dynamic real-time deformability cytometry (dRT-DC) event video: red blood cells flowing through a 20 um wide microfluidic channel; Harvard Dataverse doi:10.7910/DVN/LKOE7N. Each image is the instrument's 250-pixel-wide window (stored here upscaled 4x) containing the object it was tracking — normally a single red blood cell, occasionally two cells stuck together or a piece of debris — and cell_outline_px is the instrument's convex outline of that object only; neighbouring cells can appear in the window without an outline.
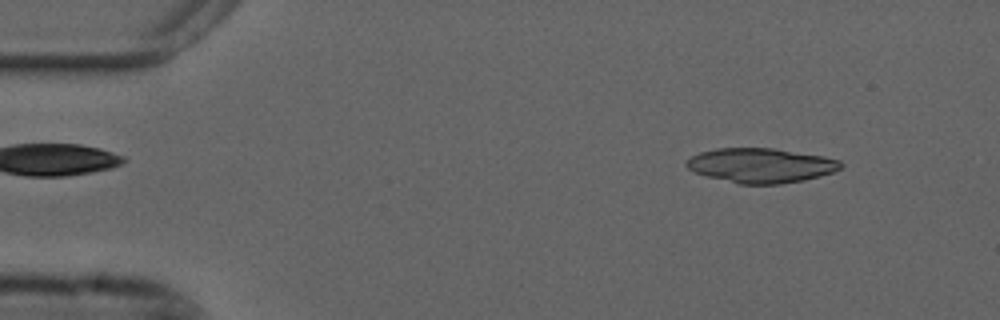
{"species": "common noctule bat (a hibernating species)", "species_latin": "Nyctalus noctula", "temperature_condition": "cold", "stored_images_in_passage": 50, "camera_frame_rate_fps": 3000, "um_per_image_px": 0.085, "animal": {"sex": "male", "forearm_length_mm": 52.5}, "frame": {"image": 1, "passage_image": 2, "time_ms": 0.333, "image_size_px": [1000, 320], "cell_outline_px": [[844, 164], [840, 168], [832, 172], [820, 176], [804, 180], [780, 184], [740, 184], [708, 176], [696, 172], [688, 168], [684, 164], [692, 156], [700, 152], [716, 148], [772, 148], [824, 156], [840, 160]], "centroid_in_image_um": [64.7, 14.05], "position_along_channel_um": 20.3, "area_um2": 30.92}}
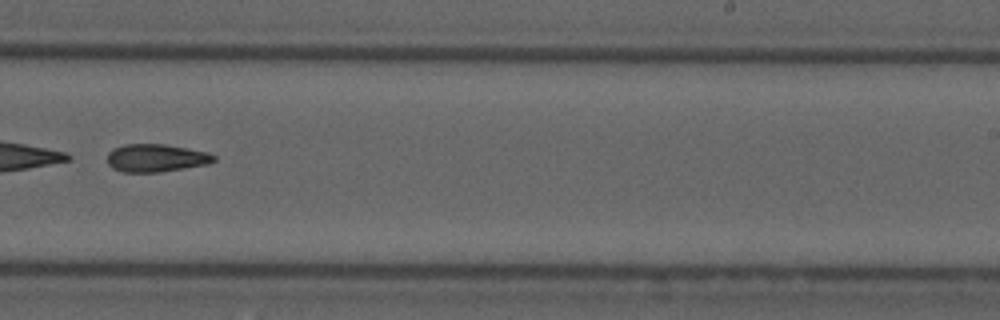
{"frame": {"image": 2, "passage_image": 30, "time_ms": 9.667, "image_size_px": [1000, 320], "cell_outline_px": [[216, 160], [208, 164], [160, 172], [120, 172], [112, 168], [108, 164], [108, 152], [112, 148], [124, 144], [164, 144], [188, 148], [208, 152], [216, 156]], "centroid_in_image_um": [13.25, 13.42], "position_along_channel_um": 275.7, "area_um2": 17.46}}